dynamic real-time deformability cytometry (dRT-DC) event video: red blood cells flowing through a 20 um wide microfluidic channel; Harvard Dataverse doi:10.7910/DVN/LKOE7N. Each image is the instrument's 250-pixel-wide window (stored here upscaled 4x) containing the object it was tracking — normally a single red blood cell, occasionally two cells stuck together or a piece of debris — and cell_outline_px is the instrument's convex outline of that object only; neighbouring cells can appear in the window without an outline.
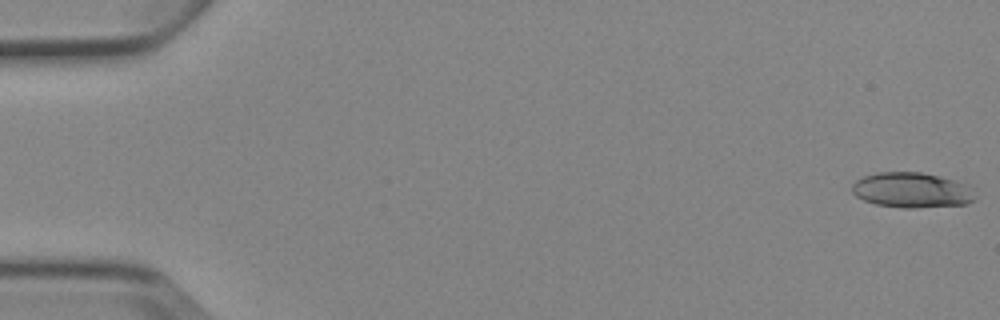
{"species": "Egyptian fruit bat (a non-hibernating species)", "species_latin": "Rousettus aegyptiacus", "temperature_condition": "cold", "stored_images_in_passage": 9, "camera_frame_rate_fps": 3000, "um_per_image_px": 0.085, "animal": {"sex": "female"}, "frame": {"image": 1, "passage_image": 1, "time_ms": 0.0, "image_size_px": [1000, 320], "cell_outline_px": [[972, 200], [968, 204], [916, 208], [900, 208], [876, 204], [864, 200], [856, 196], [852, 192], [852, 184], [856, 180], [864, 176], [880, 172], [920, 172], [940, 176], [968, 184], [972, 188]], "centroid_in_image_um": [77.49, 16.16], "position_along_channel_um": 7.5, "area_um2": 25.26}}
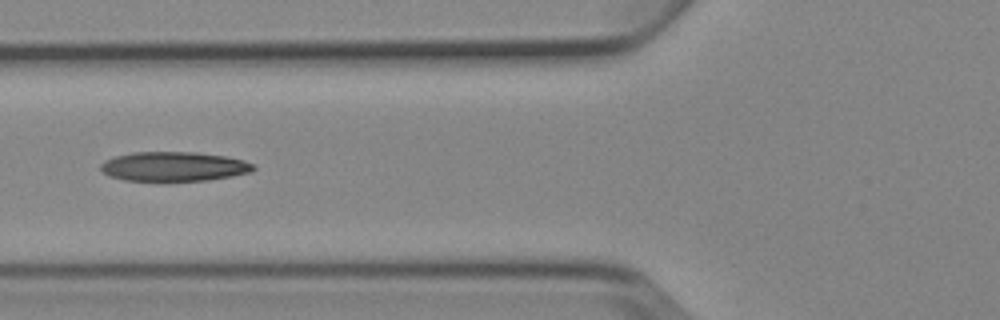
{"frame": {"image": 2, "passage_image": 6, "time_ms": 6.667, "image_size_px": [1000, 320], "cell_outline_px": [[256, 168], [252, 172], [232, 176], [208, 180], [164, 184], [124, 180], [108, 176], [100, 168], [100, 164], [104, 160], [116, 156], [132, 152], [196, 152], [224, 156], [244, 160], [252, 164]], "centroid_in_image_um": [14.74, 14.2], "position_along_channel_um": 111.1, "area_um2": 27.28}}
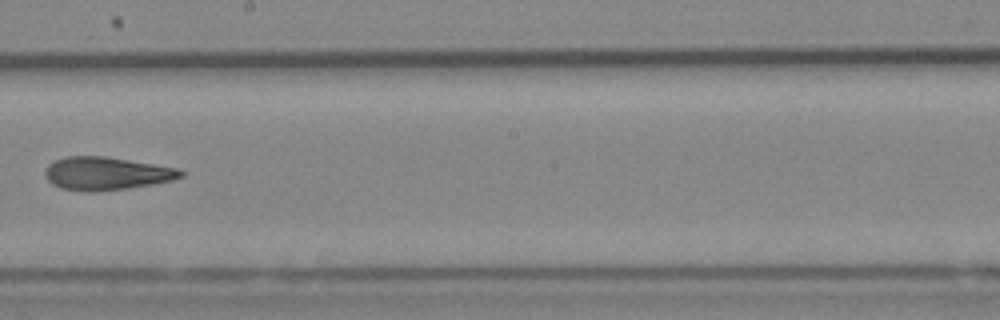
{"frame": {"image": 3, "passage_image": 9, "time_ms": 10.0, "image_size_px": [1000, 320], "cell_outline_px": [[184, 176], [172, 180], [152, 184], [128, 188], [92, 192], [84, 192], [60, 188], [52, 184], [48, 180], [44, 172], [48, 164], [64, 156], [104, 156], [176, 168], [184, 172]], "centroid_in_image_um": [9.0, 14.75], "position_along_channel_um": 239.2, "area_um2": 26.01}}